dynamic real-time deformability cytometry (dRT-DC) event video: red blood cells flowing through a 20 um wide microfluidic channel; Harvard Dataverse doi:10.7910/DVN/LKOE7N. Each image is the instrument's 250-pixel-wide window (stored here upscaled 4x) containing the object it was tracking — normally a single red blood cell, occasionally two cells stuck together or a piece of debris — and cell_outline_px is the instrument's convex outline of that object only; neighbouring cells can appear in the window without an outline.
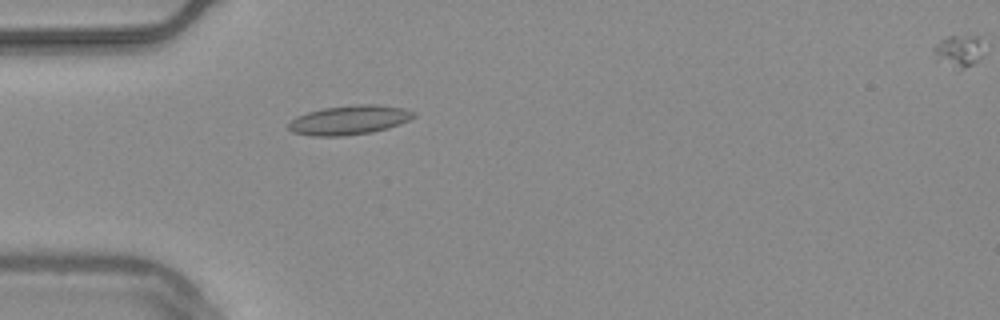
{"species": "common noctule bat (a hibernating species)", "species_latin": "Nyctalus noctula", "temperature_condition": "warm", "stored_images_in_passage": 35, "camera_frame_rate_fps": 3000, "um_per_image_px": 0.085, "animal": {"sex": "male", "body_mass_g": 20.4}, "frame": {"image": 1, "passage_image": 1, "time_ms": 0.0, "image_size_px": [1000, 320], "cell_outline_px": [[416, 116], [400, 124], [388, 128], [372, 132], [344, 136], [312, 136], [292, 132], [288, 128], [288, 124], [296, 116], [320, 108], [356, 104], [376, 104], [404, 108], [416, 112]], "centroid_in_image_um": [29.69, 10.19], "position_along_channel_um": 55.3, "area_um2": 21.56}}
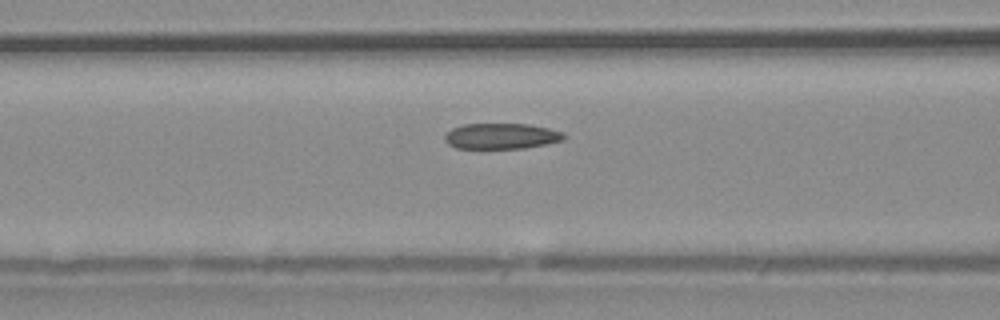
{"frame": {"image": 2, "passage_image": 7, "time_ms": 2.0, "image_size_px": [1000, 320], "cell_outline_px": [[568, 136], [564, 140], [524, 148], [456, 148], [448, 144], [444, 140], [444, 136], [452, 128], [464, 124], [528, 124], [548, 128], [564, 132]], "centroid_in_image_um": [42.63, 11.57], "position_along_channel_um": 124.0, "area_um2": 17.86}}
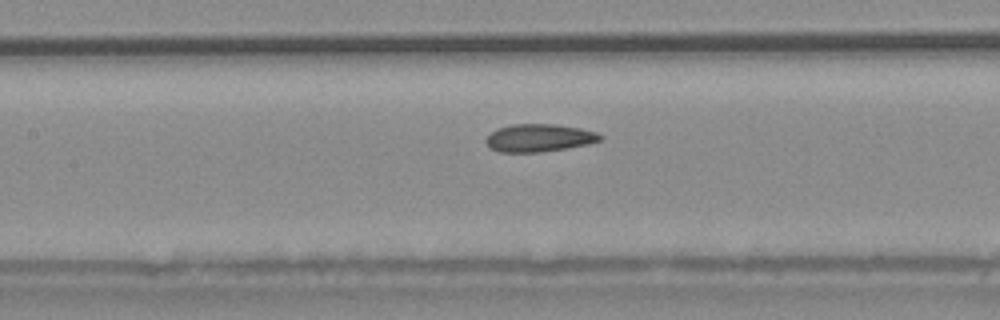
{"frame": {"image": 3, "passage_image": 10, "time_ms": 3.0, "image_size_px": [1000, 320], "cell_outline_px": [[604, 136], [600, 140], [588, 144], [568, 148], [540, 152], [500, 152], [492, 148], [484, 140], [496, 128], [512, 124], [556, 124], [580, 128], [596, 132]], "centroid_in_image_um": [45.84, 11.71], "position_along_channel_um": 161.6, "area_um2": 18.44}, "authors_computed_cell_mechanics": {"area_um2": 18.6116, "velocity_mm_per_s": 3.7328, "shape_relaxation_time_tau1_ms": null, "shape_relaxation_time_tau2_ms": 2.1954, "deformation_change_tau1": null, "deformation_change_tau2": 0.0727}}